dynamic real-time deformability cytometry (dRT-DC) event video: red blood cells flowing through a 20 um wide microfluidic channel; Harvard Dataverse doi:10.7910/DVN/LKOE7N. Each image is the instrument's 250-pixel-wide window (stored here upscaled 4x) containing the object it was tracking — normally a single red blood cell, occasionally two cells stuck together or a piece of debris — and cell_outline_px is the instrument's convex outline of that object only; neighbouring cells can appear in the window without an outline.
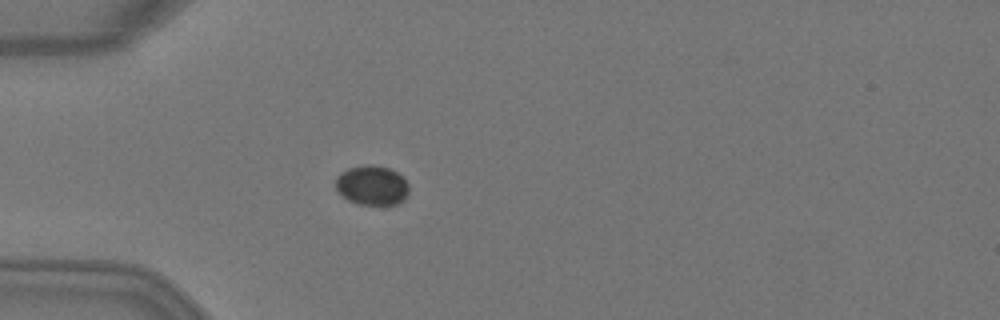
{"species": "Egyptian fruit bat (a non-hibernating species)", "species_latin": "Rousettus aegyptiacus", "temperature_condition": "warm", "stored_images_in_passage": 5, "camera_frame_rate_fps": 3000, "um_per_image_px": 0.085, "animal": {"sex": "female"}, "frame": {"image": 1, "passage_image": 5, "time_ms": 1.333, "image_size_px": [1000, 320], "cell_outline_px": [[408, 192], [404, 200], [396, 204], [356, 204], [348, 200], [336, 188], [336, 176], [340, 172], [348, 168], [368, 164], [372, 164], [388, 168], [404, 176], [408, 184]], "centroid_in_image_um": [31.63, 15.74], "position_along_channel_um": 53.4, "area_um2": 16.94}}